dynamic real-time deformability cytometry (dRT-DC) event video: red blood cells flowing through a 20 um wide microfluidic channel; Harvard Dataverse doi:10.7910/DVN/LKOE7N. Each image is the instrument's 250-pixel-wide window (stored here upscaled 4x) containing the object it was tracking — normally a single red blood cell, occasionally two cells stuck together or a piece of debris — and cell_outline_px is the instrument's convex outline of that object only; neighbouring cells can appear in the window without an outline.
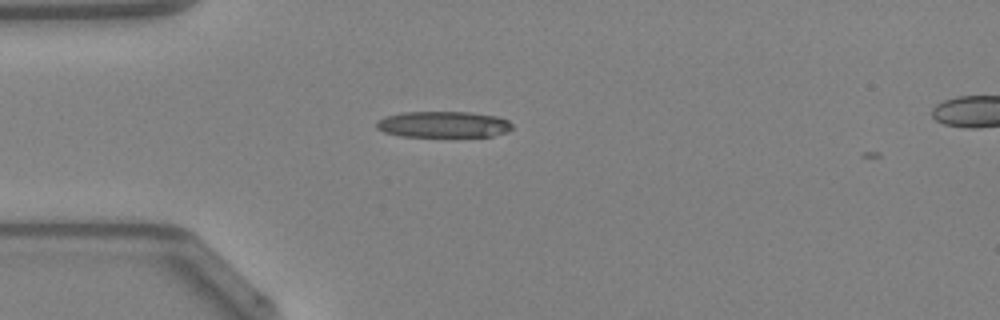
{"species": "Egyptian fruit bat (a non-hibernating species)", "species_latin": "Rousettus aegyptiacus", "temperature_condition": "warm", "stored_images_in_passage": 3, "camera_frame_rate_fps": 3000, "um_per_image_px": 0.085, "animal": {"sex": "female"}, "frame": {"image": 1, "passage_image": 1, "time_ms": 0.0, "image_size_px": [1000, 320], "cell_outline_px": [[512, 128], [508, 132], [492, 136], [400, 136], [384, 132], [376, 128], [376, 120], [384, 116], [404, 112], [468, 112], [496, 116], [508, 120], [512, 124]], "centroid_in_image_um": [37.66, 10.57], "position_along_channel_um": 47.3, "area_um2": 20.75}}